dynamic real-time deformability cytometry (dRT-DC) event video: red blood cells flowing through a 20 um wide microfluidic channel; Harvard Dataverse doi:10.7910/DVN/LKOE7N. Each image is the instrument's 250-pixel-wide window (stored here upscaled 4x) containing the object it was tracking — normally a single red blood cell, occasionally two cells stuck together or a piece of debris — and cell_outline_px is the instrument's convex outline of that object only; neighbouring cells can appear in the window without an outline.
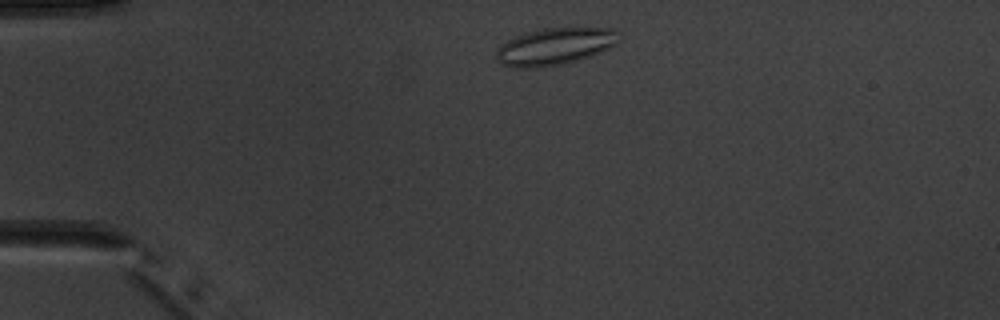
{"species": "common noctule bat (a hibernating species)", "species_latin": "Nyctalus noctula", "temperature_condition": "warm", "stored_images_in_passage": 2, "camera_frame_rate_fps": 3000, "um_per_image_px": 0.085, "animal": {"sex": "male", "body_mass_g": 20.1, "forearm_length_mm": 53.5}, "frame": {"image": 1, "passage_image": 1, "time_ms": 0.0, "image_size_px": [1000, 320], "cell_outline_px": [[620, 40], [616, 44], [600, 52], [576, 60], [560, 64], [528, 68], [516, 68], [500, 64], [496, 56], [496, 52], [508, 40], [516, 36], [528, 32], [544, 28], [612, 28], [620, 32]], "centroid_in_image_um": [47.2, 3.94], "position_along_channel_um": 37.8, "area_um2": 26.07}}